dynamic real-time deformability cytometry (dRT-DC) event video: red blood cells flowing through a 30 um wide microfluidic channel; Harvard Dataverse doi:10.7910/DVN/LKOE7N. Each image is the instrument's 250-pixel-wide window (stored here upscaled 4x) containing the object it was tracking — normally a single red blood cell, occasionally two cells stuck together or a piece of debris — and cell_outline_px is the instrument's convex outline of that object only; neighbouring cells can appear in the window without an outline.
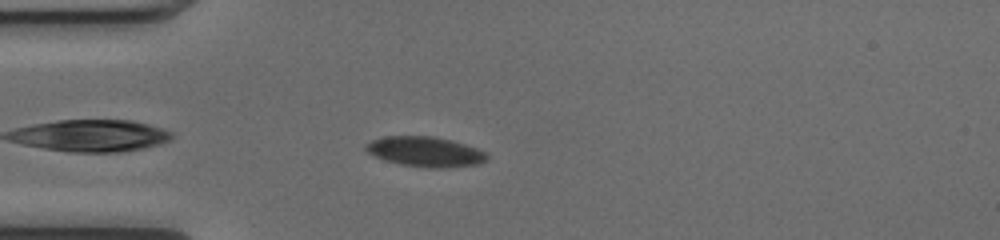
{"species": "common noctule bat (a hibernating species)", "species_latin": "Nyctalus noctula", "temperature_condition": "cold", "stored_images_in_passage": 32, "camera_frame_rate_fps": 3000, "um_per_image_px": 0.085, "animal": {"sex": "female", "body_mass_g": 17.0, "forearm_length_mm": 48.0}, "frame": {"image": 1, "passage_image": 3, "time_ms": 0.667, "image_size_px": [1000, 240], "cell_outline_px": [[488, 156], [484, 160], [476, 164], [444, 168], [428, 168], [400, 164], [384, 160], [368, 152], [364, 148], [364, 144], [372, 140], [384, 136], [432, 136], [452, 140], [476, 148], [484, 152]], "centroid_in_image_um": [36.09, 12.89], "position_along_channel_um": 48.9, "area_um2": 21.04}}
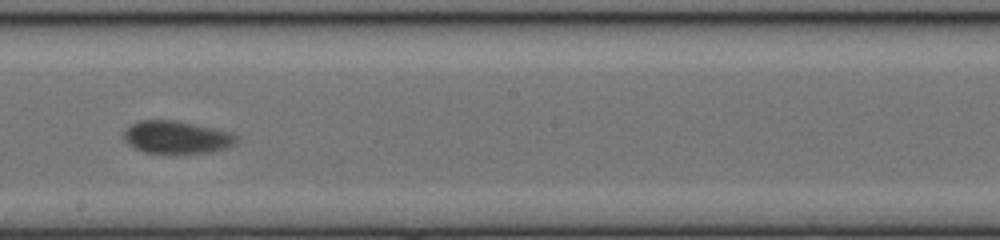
{"frame": {"image": 2, "passage_image": 18, "time_ms": 5.667, "image_size_px": [1000, 240], "cell_outline_px": [[236, 140], [228, 148], [212, 152], [176, 156], [144, 152], [132, 148], [124, 140], [124, 132], [132, 124], [140, 120], [176, 120], [228, 132], [236, 136]], "centroid_in_image_um": [14.96, 11.72], "position_along_channel_um": 233.2, "area_um2": 21.91}}
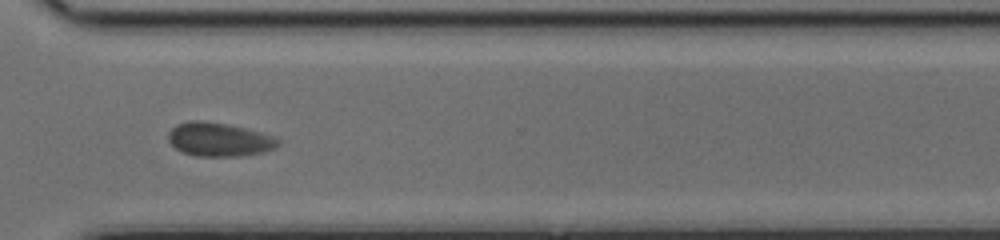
{"frame": {"image": 3, "passage_image": 27, "time_ms": 8.667, "image_size_px": [1000, 240], "cell_outline_px": [[280, 144], [264, 152], [240, 156], [196, 156], [184, 152], [176, 148], [168, 140], [168, 132], [176, 124], [192, 120], [200, 120], [224, 124], [244, 128], [260, 132], [272, 136], [280, 140]], "centroid_in_image_um": [18.6, 11.86], "position_along_channel_um": 352.0, "area_um2": 21.33}, "authors_computed_cell_mechanics": {"area_um2": 21.5883, "velocity_mm_per_s": 3.9648, "shape_relaxation_time_tau1_ms": 9.9278, "shape_relaxation_time_tau2_ms": null, "deformation_change_tau1": 0.1021, "deformation_change_tau2": null}}